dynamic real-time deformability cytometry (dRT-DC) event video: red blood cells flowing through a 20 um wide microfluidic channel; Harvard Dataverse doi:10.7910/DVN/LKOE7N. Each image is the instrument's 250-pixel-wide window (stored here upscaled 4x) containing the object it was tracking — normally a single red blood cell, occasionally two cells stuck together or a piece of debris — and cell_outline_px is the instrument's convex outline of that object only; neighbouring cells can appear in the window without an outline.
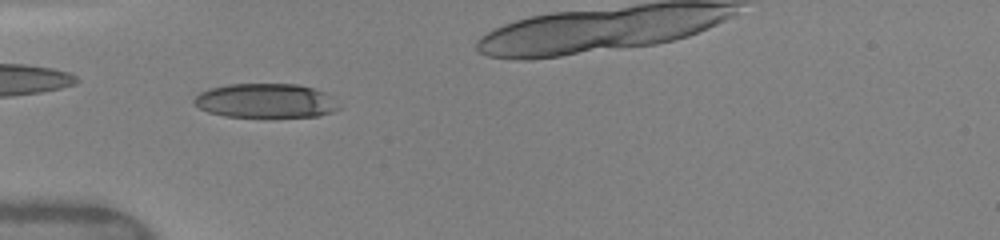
{"species": "human", "species_latin": "Homo sapiens", "temperature_condition": "warm", "stored_images_in_passage": 34, "camera_frame_rate_fps": 3000, "um_per_image_px": 0.085, "donor": {"sex": "female"}, "frame": {"image": 1, "passage_image": 1, "time_ms": 0.0, "image_size_px": [1000, 240], "cell_outline_px": [[340, 108], [332, 112], [320, 116], [224, 116], [208, 112], [200, 108], [192, 100], [200, 92], [208, 88], [228, 84], [296, 84], [312, 88], [324, 92], [332, 96]], "centroid_in_image_um": [22.57, 8.55], "position_along_channel_um": 62.4, "area_um2": 28.73}}